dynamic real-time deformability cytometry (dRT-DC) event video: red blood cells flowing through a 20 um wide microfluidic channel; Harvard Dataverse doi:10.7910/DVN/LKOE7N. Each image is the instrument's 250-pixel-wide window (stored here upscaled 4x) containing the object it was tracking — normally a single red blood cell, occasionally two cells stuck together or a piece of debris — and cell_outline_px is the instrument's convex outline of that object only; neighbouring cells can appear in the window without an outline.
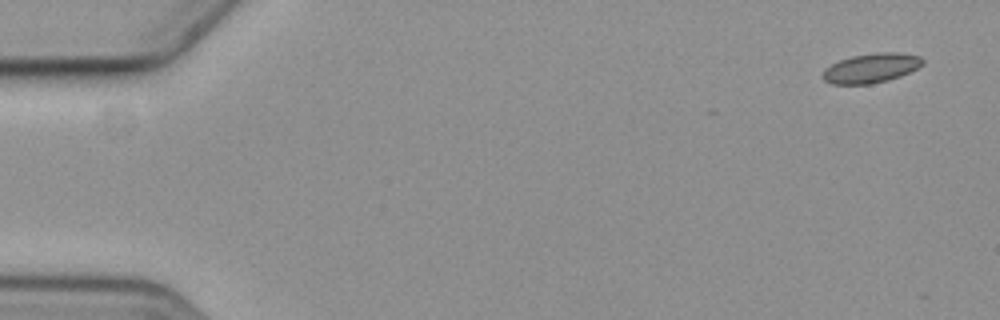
{"species": "common noctule bat (a hibernating species)", "species_latin": "Nyctalus noctula", "temperature_condition": "cold", "stored_images_in_passage": 6, "camera_frame_rate_fps": 3000, "um_per_image_px": 0.085, "animal": {"sex": "female", "body_mass_g": 19.3, "forearm_length_mm": 54.1}, "frame": {"image": 1, "passage_image": 1, "time_ms": 0.0, "image_size_px": [1000, 320], "cell_outline_px": [[924, 64], [900, 76], [888, 80], [872, 84], [832, 84], [824, 80], [820, 76], [824, 68], [840, 60], [852, 56], [880, 52], [900, 52], [920, 56], [924, 60]], "centroid_in_image_um": [74.03, 5.79], "position_along_channel_um": 11.0, "area_um2": 17.22}}
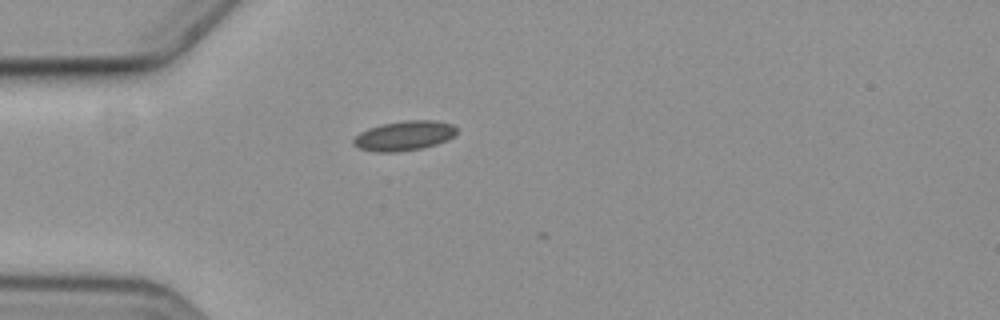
{"frame": {"image": 2, "passage_image": 5, "time_ms": 4.667, "image_size_px": [1000, 320], "cell_outline_px": [[456, 132], [448, 140], [436, 144], [420, 148], [396, 152], [376, 152], [360, 148], [352, 144], [352, 140], [360, 132], [368, 128], [380, 124], [404, 120], [436, 120], [452, 124], [456, 128]], "centroid_in_image_um": [34.33, 11.52], "position_along_channel_um": 50.7, "area_um2": 17.86}}